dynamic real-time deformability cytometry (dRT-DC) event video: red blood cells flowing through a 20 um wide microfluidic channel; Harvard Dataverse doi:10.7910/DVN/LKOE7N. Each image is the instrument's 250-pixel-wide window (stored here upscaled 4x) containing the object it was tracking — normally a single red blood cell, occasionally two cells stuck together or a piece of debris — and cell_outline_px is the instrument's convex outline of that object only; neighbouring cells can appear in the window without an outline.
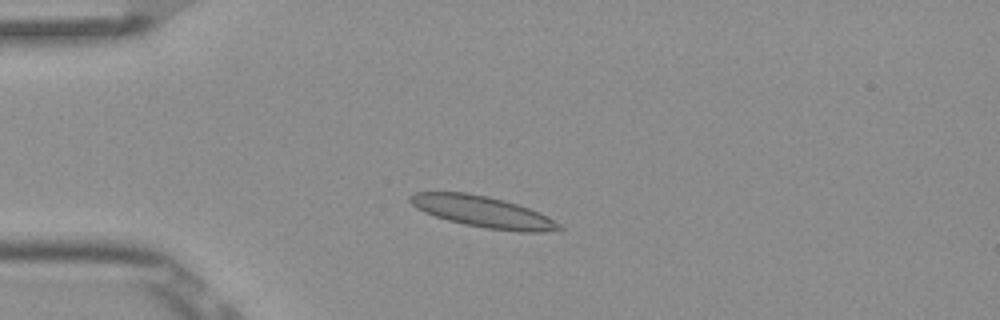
{"species": "Egyptian fruit bat (a non-hibernating species)", "species_latin": "Rousettus aegyptiacus", "temperature_condition": "room temperature", "stored_images_in_passage": 5, "camera_frame_rate_fps": 3000, "um_per_image_px": 0.085, "frame": {"image": 1, "passage_image": 3, "time_ms": 0.667, "image_size_px": [1000, 320], "cell_outline_px": [[564, 228], [544, 232], [520, 232], [484, 228], [464, 224], [448, 220], [424, 212], [416, 208], [408, 200], [408, 196], [412, 192], [468, 192], [488, 196], [504, 200], [528, 208], [560, 224]], "centroid_in_image_um": [40.97, 17.99], "position_along_channel_um": 44.0, "area_um2": 26.93}}
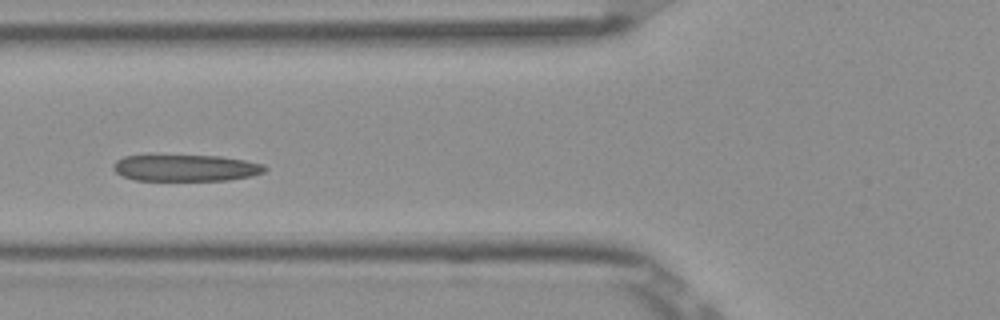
{"frame": {"image": 2, "passage_image": 5, "time_ms": 1.333, "image_size_px": [1000, 320], "cell_outline_px": [[268, 168], [264, 172], [248, 176], [228, 180], [136, 180], [124, 176], [116, 172], [112, 168], [112, 164], [116, 160], [124, 156], [152, 152], [220, 156], [244, 160], [264, 164]], "centroid_in_image_um": [15.69, 14.21], "position_along_channel_um": 110.1, "area_um2": 24.57}}